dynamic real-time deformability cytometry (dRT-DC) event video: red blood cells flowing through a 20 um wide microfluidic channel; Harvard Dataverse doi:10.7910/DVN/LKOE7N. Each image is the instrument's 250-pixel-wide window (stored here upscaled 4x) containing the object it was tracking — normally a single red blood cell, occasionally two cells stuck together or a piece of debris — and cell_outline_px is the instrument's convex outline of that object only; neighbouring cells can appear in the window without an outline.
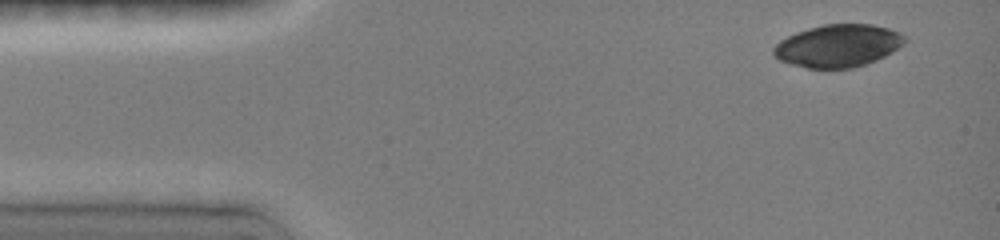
{"species": "common noctule bat (a hibernating species)", "species_latin": "Nyctalus noctula", "temperature_condition": "room temperature", "stored_images_in_passage": 4, "camera_frame_rate_fps": 3000, "um_per_image_px": 0.085, "animal": {"sex": "female", "body_mass_g": 19.0, "forearm_length_mm": 51.5}, "frame": {"image": 1, "passage_image": 1, "time_ms": 0.0, "image_size_px": [1000, 240], "cell_outline_px": [[908, 40], [904, 44], [892, 52], [876, 60], [852, 68], [808, 68], [792, 64], [780, 60], [772, 52], [772, 48], [780, 40], [796, 32], [824, 24], [872, 24], [888, 28], [900, 32], [908, 36]], "centroid_in_image_um": [71.27, 3.88], "position_along_channel_um": 13.7, "area_um2": 32.54}}